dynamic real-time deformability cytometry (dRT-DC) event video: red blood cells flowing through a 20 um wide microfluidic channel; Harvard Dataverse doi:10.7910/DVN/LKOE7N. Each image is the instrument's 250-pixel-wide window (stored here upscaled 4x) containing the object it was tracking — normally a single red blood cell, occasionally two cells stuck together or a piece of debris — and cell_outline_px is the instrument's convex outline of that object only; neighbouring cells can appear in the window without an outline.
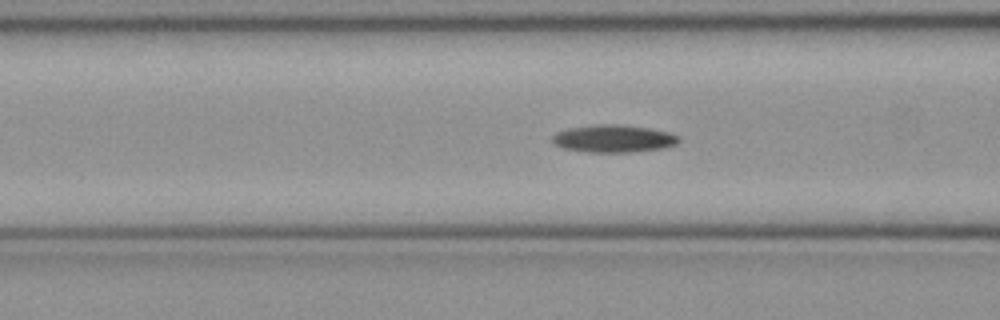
{"species": "common noctule bat (a hibernating species)", "species_latin": "Nyctalus noctula", "temperature_condition": "cold", "stored_images_in_passage": 51, "camera_frame_rate_fps": 3000, "um_per_image_px": 0.085, "animal": {"sex": "female", "body_mass_g": 21.9}, "frame": {"image": 1, "passage_image": 20, "time_ms": 6.333, "image_size_px": [1000, 320], "cell_outline_px": [[680, 140], [676, 144], [664, 148], [632, 152], [588, 152], [564, 148], [552, 144], [552, 136], [556, 132], [568, 128], [600, 124], [616, 124], [648, 128], [672, 132], [680, 136]], "centroid_in_image_um": [52.17, 11.78], "position_along_channel_um": 114.4, "area_um2": 20.4}}
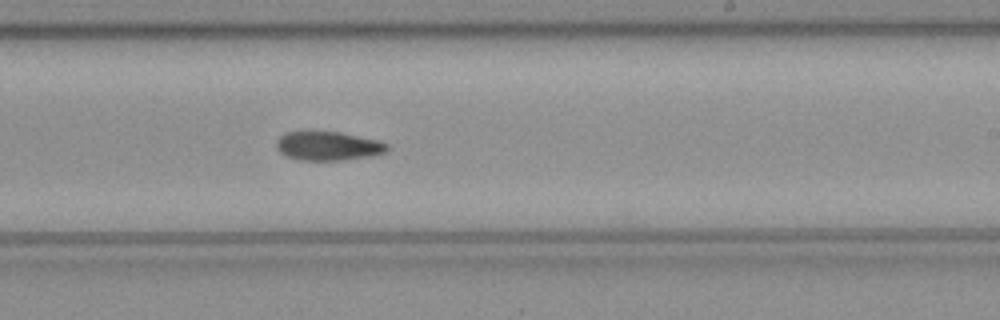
{"frame": {"image": 2, "passage_image": 31, "time_ms": 10.0, "image_size_px": [1000, 320], "cell_outline_px": [[388, 152], [376, 156], [340, 160], [300, 160], [288, 156], [280, 152], [276, 148], [276, 140], [284, 132], [340, 132], [380, 140], [388, 144]], "centroid_in_image_um": [27.94, 12.41], "position_along_channel_um": 261.1, "area_um2": 18.84}}
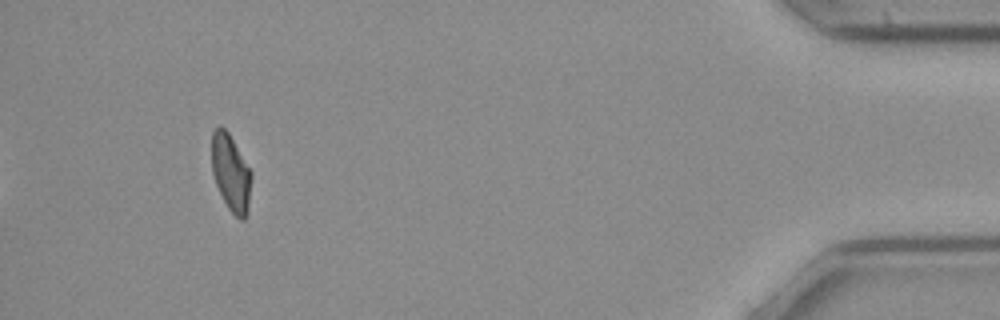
{"frame": {"image": 3, "passage_image": 48, "time_ms": 15.667, "image_size_px": [1000, 320], "cell_outline_px": [[252, 176], [248, 216], [244, 220], [240, 220], [228, 208], [216, 184], [212, 172], [212, 132], [220, 124], [228, 132], [252, 172]], "centroid_in_image_um": [19.64, 14.72], "position_along_channel_um": 415.6, "area_um2": 17.86}, "authors_computed_cell_mechanics": {"area_um2": 18.496, "velocity_mm_per_s": 4.0023, "shape_relaxation_time_tau1_ms": 8.3172, "shape_relaxation_time_tau2_ms": null, "deformation_change_tau1": 0.2105, "deformation_change_tau2": null}}